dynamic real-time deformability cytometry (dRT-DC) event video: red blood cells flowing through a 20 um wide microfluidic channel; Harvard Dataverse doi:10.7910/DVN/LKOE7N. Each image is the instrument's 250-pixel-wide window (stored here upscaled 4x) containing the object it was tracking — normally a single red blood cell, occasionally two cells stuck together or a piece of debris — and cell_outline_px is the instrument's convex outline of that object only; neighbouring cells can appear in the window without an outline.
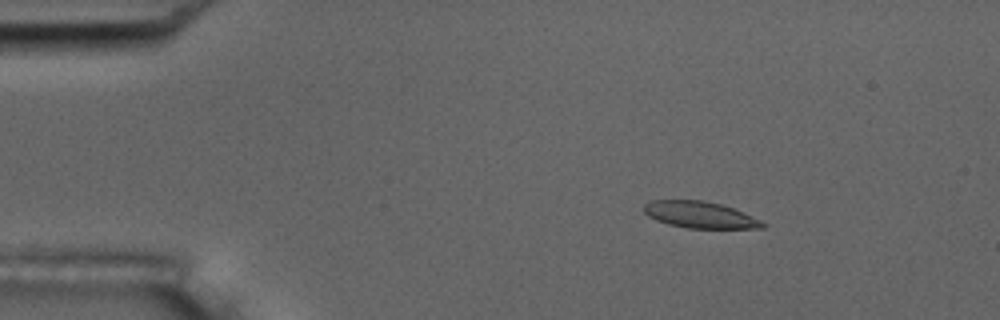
{"species": "common noctule bat (a hibernating species)", "species_latin": "Nyctalus noctula", "temperature_condition": "room temperature", "stored_images_in_passage": 56, "camera_frame_rate_fps": 3000, "um_per_image_px": 0.085, "animal": {"sex": "male", "body_mass_g": 17.5, "forearm_length_mm": 52.3}, "frame": {"image": 1, "passage_image": 9, "time_ms": 2.667, "image_size_px": [1000, 320], "cell_outline_px": [[768, 224], [764, 228], [688, 228], [668, 224], [656, 220], [648, 216], [644, 212], [644, 204], [652, 200], [704, 200], [724, 204], [744, 212]], "centroid_in_image_um": [59.52, 18.25], "position_along_channel_um": 25.5, "area_um2": 18.55}}
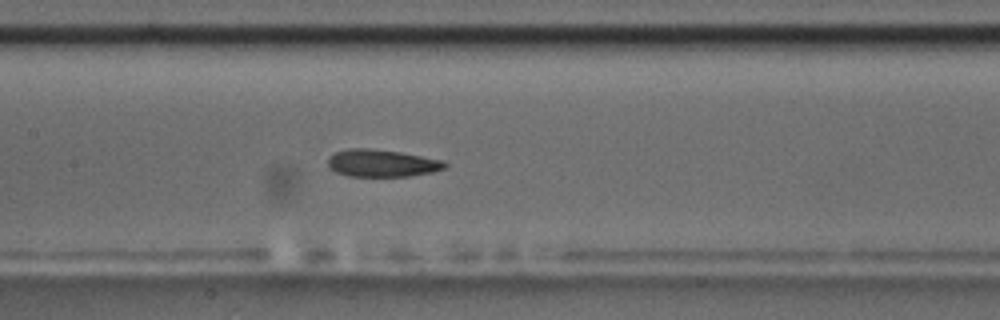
{"frame": {"image": 2, "passage_image": 27, "time_ms": 8.667, "image_size_px": [1000, 320], "cell_outline_px": [[448, 164], [444, 168], [432, 172], [408, 176], [348, 176], [336, 172], [328, 168], [328, 156], [332, 152], [348, 148], [368, 148], [400, 152], [444, 160]], "centroid_in_image_um": [32.41, 13.86], "position_along_channel_um": 175.0, "area_um2": 18.79}}
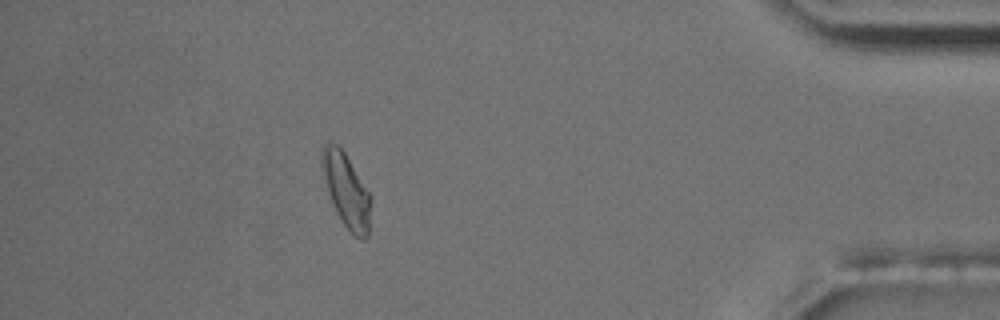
{"frame": {"image": 3, "passage_image": 50, "time_ms": 16.333, "image_size_px": [1000, 320], "cell_outline_px": [[372, 200], [368, 236], [364, 240], [360, 240], [344, 224], [336, 212], [328, 192], [320, 168], [320, 152], [324, 144], [328, 140], [336, 144], [344, 152], [372, 196]], "centroid_in_image_um": [29.43, 16.15], "position_along_channel_um": 405.8, "area_um2": 21.27}, "authors_computed_cell_mechanics": {"area_um2": 18.8717, "velocity_mm_per_s": 3.6355, "shape_relaxation_time_tau1_ms": 5.4185, "shape_relaxation_time_tau2_ms": 2.7704, "deformation_change_tau1": 0.1359, "deformation_change_tau2": 0.0806}}